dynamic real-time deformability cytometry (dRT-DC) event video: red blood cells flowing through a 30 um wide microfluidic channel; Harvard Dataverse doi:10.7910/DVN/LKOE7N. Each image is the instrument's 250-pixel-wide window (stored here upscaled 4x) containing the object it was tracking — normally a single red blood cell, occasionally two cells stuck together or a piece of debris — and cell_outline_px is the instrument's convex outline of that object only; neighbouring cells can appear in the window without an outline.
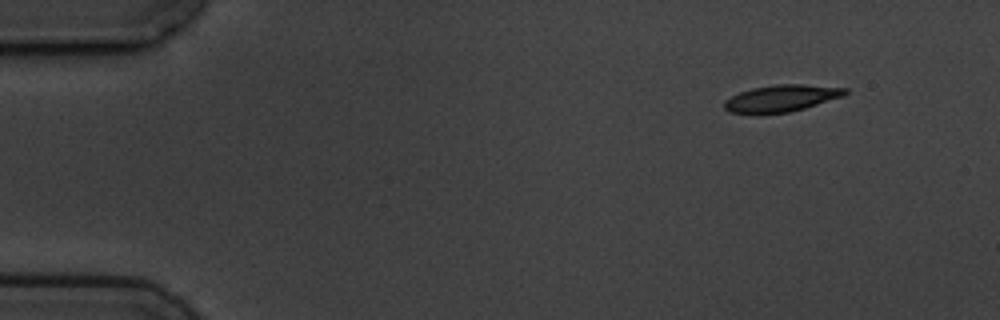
{"species": "common noctule bat (a hibernating species)", "species_latin": "Nyctalus noctula", "temperature_condition": "cold", "stored_images_in_passage": 3, "camera_frame_rate_fps": 3000, "um_per_image_px": 0.085, "animal": {"sex": "male", "body_mass_g": 19.5, "forearm_length_mm": 54.6}, "frame": {"image": 1, "passage_image": 1, "time_ms": 0.0, "image_size_px": [1000, 320], "cell_outline_px": [[848, 92], [844, 96], [804, 108], [788, 112], [728, 112], [724, 108], [724, 100], [740, 92], [752, 88], [776, 84], [804, 84], [848, 88]], "centroid_in_image_um": [66.46, 8.32], "position_along_channel_um": 18.5, "area_um2": 18.5}}
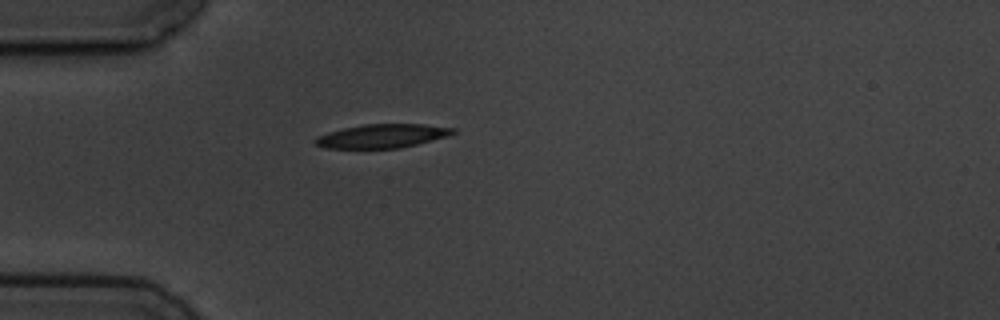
{"frame": {"image": 2, "passage_image": 3, "time_ms": 3.333, "image_size_px": [1000, 320], "cell_outline_px": [[456, 132], [448, 136], [400, 148], [324, 148], [316, 144], [312, 140], [316, 136], [328, 132], [344, 128], [364, 124], [424, 124], [456, 128]], "centroid_in_image_um": [32.47, 11.55], "position_along_channel_um": 52.5, "area_um2": 19.07}}